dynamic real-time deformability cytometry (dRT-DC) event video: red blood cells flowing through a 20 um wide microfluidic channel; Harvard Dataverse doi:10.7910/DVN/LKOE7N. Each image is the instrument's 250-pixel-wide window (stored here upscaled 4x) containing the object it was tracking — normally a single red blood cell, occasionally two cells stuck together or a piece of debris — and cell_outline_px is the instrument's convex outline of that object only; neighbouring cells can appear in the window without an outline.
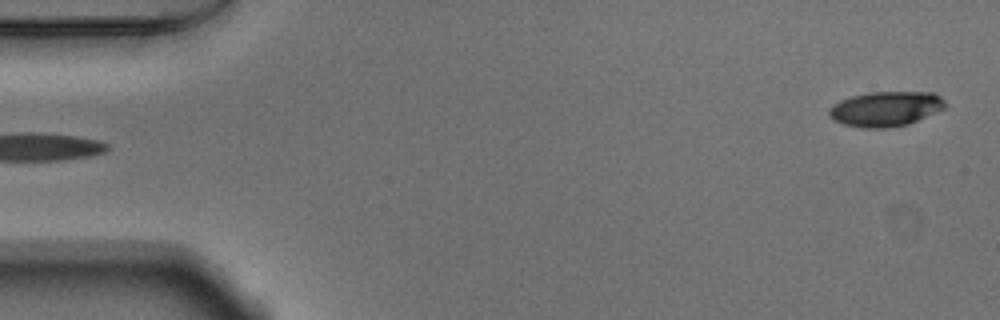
{"species": "Egyptian fruit bat (a non-hibernating species)", "species_latin": "Rousettus aegyptiacus", "temperature_condition": "warm", "stored_images_in_passage": 52, "camera_frame_rate_fps": 3000, "um_per_image_px": 0.085, "animal": {"sex": "male"}, "frame": {"image": 1, "passage_image": 1, "time_ms": 0.0, "image_size_px": [1000, 320], "cell_outline_px": [[944, 108], [908, 124], [888, 128], [864, 128], [844, 124], [832, 120], [828, 116], [828, 108], [832, 104], [840, 100], [852, 96], [872, 92], [932, 92], [940, 96], [944, 100]], "centroid_in_image_um": [75.22, 9.25], "position_along_channel_um": 9.8, "area_um2": 23.58}}
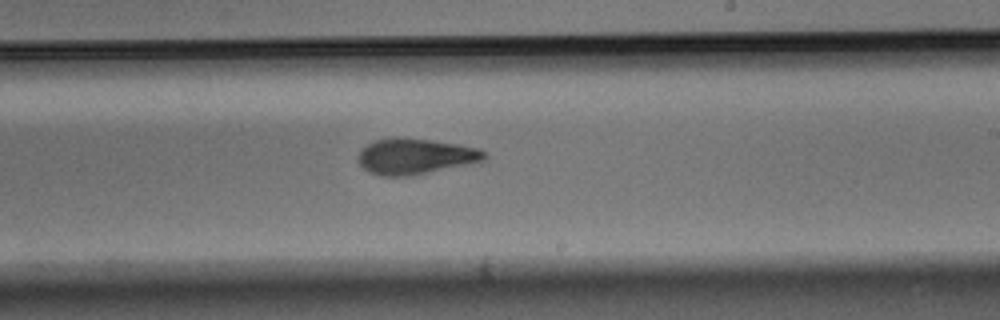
{"frame": {"image": 2, "passage_image": 30, "time_ms": 9.667, "image_size_px": [1000, 320], "cell_outline_px": [[488, 156], [484, 160], [412, 176], [380, 176], [368, 172], [360, 164], [356, 156], [360, 148], [376, 140], [392, 136], [396, 136], [460, 144], [480, 148]], "centroid_in_image_um": [35.25, 13.28], "position_along_channel_um": 253.8, "area_um2": 26.53}}
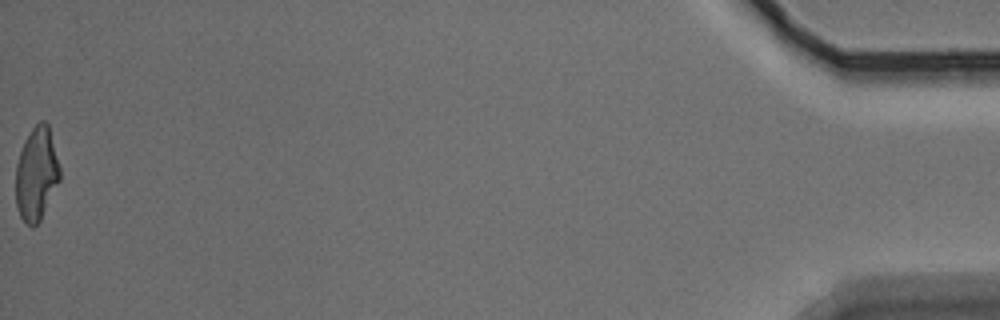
{"frame": {"image": 3, "passage_image": 52, "time_ms": 17.0, "image_size_px": [1000, 320], "cell_outline_px": [[60, 180], [40, 220], [32, 228], [20, 216], [16, 204], [16, 164], [24, 140], [32, 128], [40, 120], [44, 120], [48, 124], [60, 168]], "centroid_in_image_um": [3.1, 14.77], "position_along_channel_um": 432.1, "area_um2": 23.81}, "authors_computed_cell_mechanics": {"area_um2": 25.1719, "velocity_mm_per_s": 3.8172, "shape_relaxation_time_tau1_ms": 3.2848, "shape_relaxation_time_tau2_ms": 3.0709, "deformation_change_tau1": 0.1648, "deformation_change_tau2": 0.0933}}